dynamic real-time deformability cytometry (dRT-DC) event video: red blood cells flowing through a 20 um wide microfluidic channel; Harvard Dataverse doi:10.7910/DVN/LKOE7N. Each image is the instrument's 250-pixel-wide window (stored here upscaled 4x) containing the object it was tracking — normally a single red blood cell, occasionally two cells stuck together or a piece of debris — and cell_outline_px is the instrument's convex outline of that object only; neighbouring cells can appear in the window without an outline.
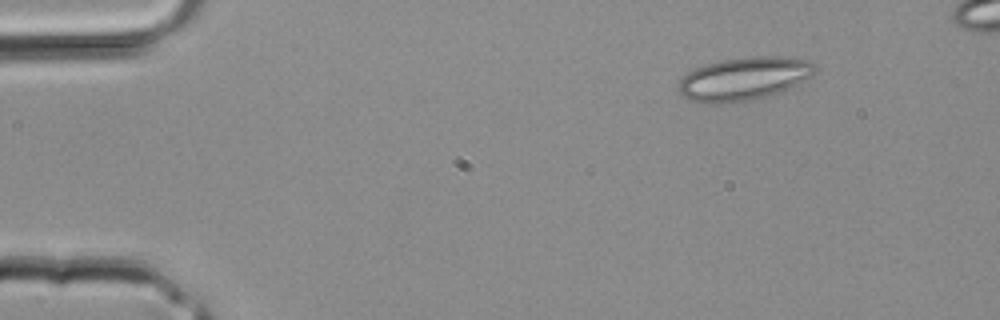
{"species": "common noctule bat (a hibernating species)", "species_latin": "Nyctalus noctula", "temperature_condition": "room temperature", "stored_images_in_passage": 3, "camera_frame_rate_fps": 3000, "um_per_image_px": 0.085, "animal": {"sex": "male", "body_mass_g": 20.4}, "frame": {"image": 1, "passage_image": 1, "time_ms": 0.0, "image_size_px": [1000, 320], "cell_outline_px": [[816, 72], [812, 76], [792, 88], [784, 92], [752, 100], [724, 104], [708, 104], [692, 100], [684, 96], [676, 88], [680, 80], [688, 72], [696, 68], [720, 60], [756, 56], [792, 56], [816, 64]], "centroid_in_image_um": [63.29, 6.7], "position_along_channel_um": 21.7, "area_um2": 34.8}}